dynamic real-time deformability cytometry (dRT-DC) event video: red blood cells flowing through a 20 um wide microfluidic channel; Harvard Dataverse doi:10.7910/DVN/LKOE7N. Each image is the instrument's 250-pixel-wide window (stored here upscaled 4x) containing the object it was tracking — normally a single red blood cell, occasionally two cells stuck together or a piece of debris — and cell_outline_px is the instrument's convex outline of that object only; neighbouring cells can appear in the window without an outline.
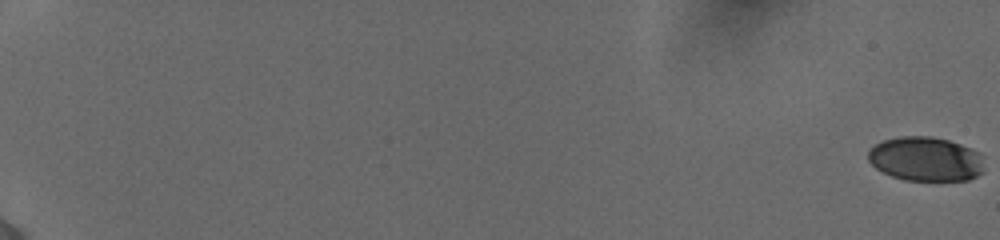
{"species": "human", "species_latin": "Homo sapiens", "temperature_condition": "cold", "stored_images_in_passage": 58, "camera_frame_rate_fps": 3000, "um_per_image_px": 0.085, "donor": {"sex": "female"}, "frame": {"image": 1, "passage_image": 1, "time_ms": 0.0, "image_size_px": [1000, 240], "cell_outline_px": [[984, 172], [968, 180], [904, 180], [892, 176], [876, 168], [868, 160], [868, 152], [876, 144], [884, 140], [900, 136], [932, 136], [948, 140], [960, 144], [980, 152]], "centroid_in_image_um": [78.69, 13.51], "position_along_channel_um": 6.3, "area_um2": 29.88}}
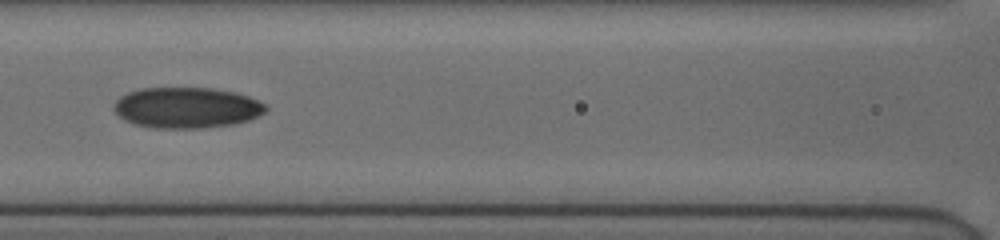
{"frame": {"image": 2, "passage_image": 31, "time_ms": 10.0, "image_size_px": [1000, 240], "cell_outline_px": [[268, 108], [264, 112], [248, 120], [232, 124], [200, 128], [152, 128], [136, 124], [124, 120], [112, 108], [112, 104], [120, 96], [128, 92], [140, 88], [212, 88], [236, 92], [248, 96], [264, 104]], "centroid_in_image_um": [15.82, 9.15], "position_along_channel_um": 150.8, "area_um2": 36.07}}
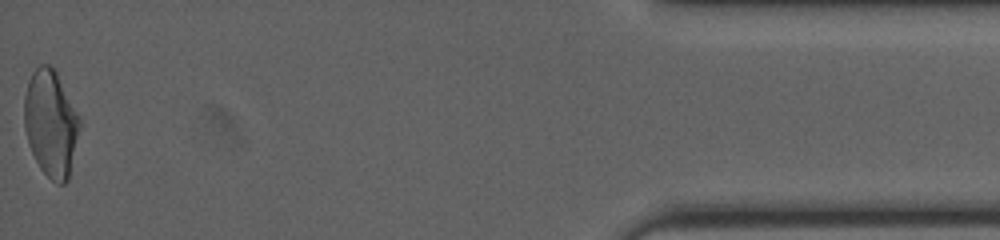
{"frame": {"image": 3, "passage_image": 58, "time_ms": 19.0, "image_size_px": [1000, 240], "cell_outline_px": [[80, 128], [68, 180], [64, 184], [56, 184], [40, 168], [28, 144], [24, 128], [24, 96], [28, 80], [32, 72], [40, 64], [48, 64], [56, 72], [80, 116]], "centroid_in_image_um": [4.31, 10.49], "position_along_channel_um": 430.9, "area_um2": 34.45}, "authors_computed_cell_mechanics": {"area_um2": 33.7263, "velocity_mm_per_s": 3.8866, "shape_relaxation_time_tau1_ms": null, "shape_relaxation_time_tau2_ms": 3.7479, "deformation_change_tau1": null, "deformation_change_tau2": 0.0913}}